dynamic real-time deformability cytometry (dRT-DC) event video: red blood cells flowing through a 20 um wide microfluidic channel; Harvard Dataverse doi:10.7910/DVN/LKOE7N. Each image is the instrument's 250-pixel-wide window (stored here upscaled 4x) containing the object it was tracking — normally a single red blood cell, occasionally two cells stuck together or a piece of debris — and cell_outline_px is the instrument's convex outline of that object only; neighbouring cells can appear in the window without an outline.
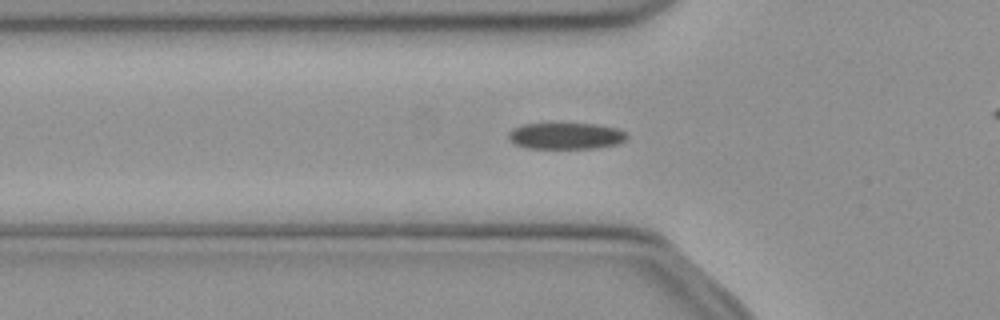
{"species": "common noctule bat (a hibernating species)", "species_latin": "Nyctalus noctula", "temperature_condition": "cold", "stored_images_in_passage": 30, "camera_frame_rate_fps": 3000, "um_per_image_px": 0.085, "animal": {"sex": "female", "body_mass_g": 21.9}, "frame": {"image": 1, "passage_image": 3, "time_ms": 0.667, "image_size_px": [1000, 320], "cell_outline_px": [[628, 136], [624, 140], [616, 144], [596, 148], [528, 148], [516, 144], [508, 140], [508, 132], [512, 128], [524, 124], [596, 124], [620, 128]], "centroid_in_image_um": [48.09, 11.55], "position_along_channel_um": 77.7, "area_um2": 18.21}}
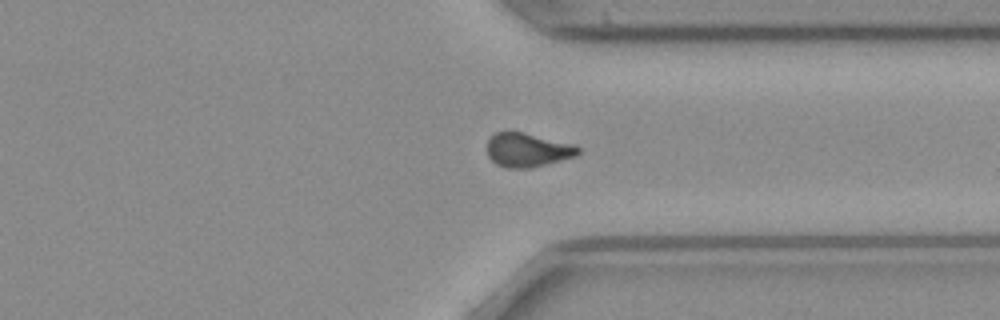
{"frame": {"image": 2, "passage_image": 25, "time_ms": 8.0, "image_size_px": [1000, 320], "cell_outline_px": [[580, 152], [576, 156], [528, 168], [508, 168], [496, 164], [488, 156], [488, 136], [492, 132], [520, 132], [576, 144], [580, 148]], "centroid_in_image_um": [44.83, 12.73], "position_along_channel_um": 366.6, "area_um2": 17.92}}